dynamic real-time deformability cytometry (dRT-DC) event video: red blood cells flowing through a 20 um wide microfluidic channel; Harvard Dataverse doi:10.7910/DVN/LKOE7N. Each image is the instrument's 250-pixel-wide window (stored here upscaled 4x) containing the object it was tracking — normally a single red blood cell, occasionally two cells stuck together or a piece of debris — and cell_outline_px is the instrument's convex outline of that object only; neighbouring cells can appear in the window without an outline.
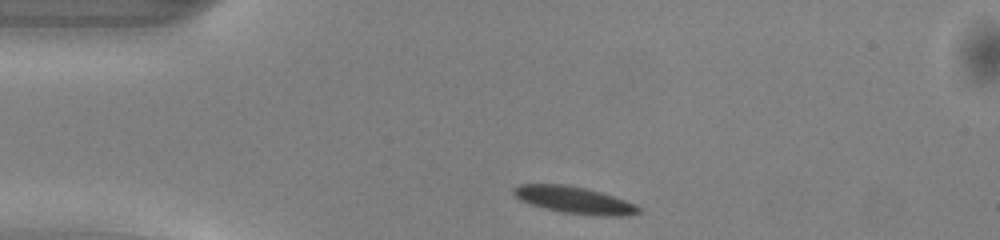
{"species": "common noctule bat (a hibernating species)", "species_latin": "Nyctalus noctula", "temperature_condition": "warm", "stored_images_in_passage": 40, "camera_frame_rate_fps": 3000, "um_per_image_px": 0.085, "animal": {"sex": "male", "body_mass_g": 13.0, "forearm_length_mm": 53.1}, "frame": {"image": 1, "passage_image": 1, "time_ms": 0.0, "image_size_px": [1000, 240], "cell_outline_px": [[644, 212], [624, 216], [604, 216], [560, 212], [544, 208], [520, 200], [512, 192], [512, 188], [520, 184], [564, 184], [584, 188], [600, 192], [636, 204], [644, 208]], "centroid_in_image_um": [48.86, 17.01], "position_along_channel_um": 36.1, "area_um2": 19.65}}
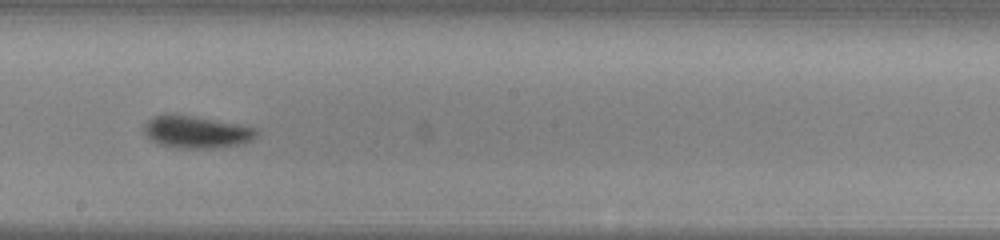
{"frame": {"image": 2, "passage_image": 18, "time_ms": 5.667, "image_size_px": [1000, 240], "cell_outline_px": [[260, 132], [252, 140], [236, 144], [216, 148], [180, 148], [160, 144], [152, 140], [144, 132], [144, 124], [152, 116], [168, 112], [176, 112], [244, 124], [256, 128]], "centroid_in_image_um": [16.7, 11.16], "position_along_channel_um": 231.5, "area_um2": 21.79}}
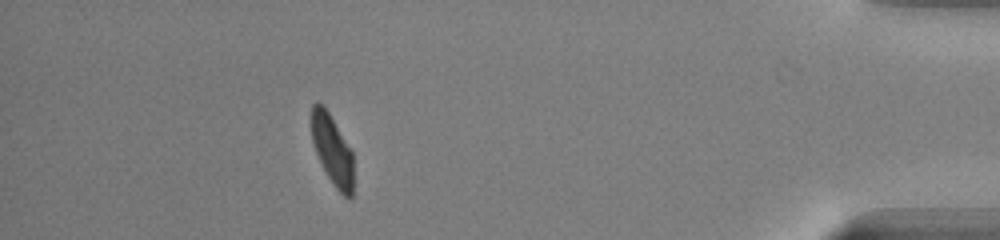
{"frame": {"image": 3, "passage_image": 35, "time_ms": 11.333, "image_size_px": [1000, 240], "cell_outline_px": [[352, 196], [344, 196], [336, 188], [320, 164], [312, 140], [312, 104], [324, 104], [352, 152]], "centroid_in_image_um": [28.23, 12.73], "position_along_channel_um": 407.0, "area_um2": 16.65}, "authors_computed_cell_mechanics": {"area_um2": 19.652, "velocity_mm_per_s": 4.0811, "shape_relaxation_time_tau1_ms": 2.3238, "shape_relaxation_time_tau2_ms": 4.9816, "deformation_change_tau1": 0.1166, "deformation_change_tau2": 0.0723}}